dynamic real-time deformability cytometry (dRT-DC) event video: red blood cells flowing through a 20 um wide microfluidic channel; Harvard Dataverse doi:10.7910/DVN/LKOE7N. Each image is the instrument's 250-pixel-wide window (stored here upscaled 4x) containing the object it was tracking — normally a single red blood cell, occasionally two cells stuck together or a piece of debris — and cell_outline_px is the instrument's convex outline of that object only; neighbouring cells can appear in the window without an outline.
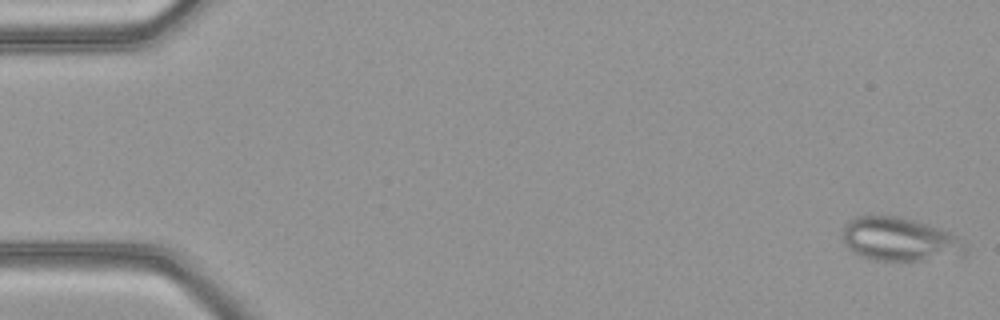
{"species": "common noctule bat (a hibernating species)", "species_latin": "Nyctalus noctula", "temperature_condition": "warm", "stored_images_in_passage": 51, "camera_frame_rate_fps": 3000, "um_per_image_px": 0.085, "animal": {"sex": "female", "body_mass_g": 21.9}, "frame": {"image": 1, "passage_image": 1, "time_ms": 0.0, "image_size_px": [1000, 320], "cell_outline_px": [[968, 248], [964, 256], [920, 260], [876, 260], [860, 256], [852, 252], [848, 248], [844, 240], [844, 224], [848, 220], [856, 216], [900, 216], [916, 220], [940, 228], [956, 236]], "centroid_in_image_um": [76.48, 20.34], "position_along_channel_um": 8.5, "area_um2": 31.21}}
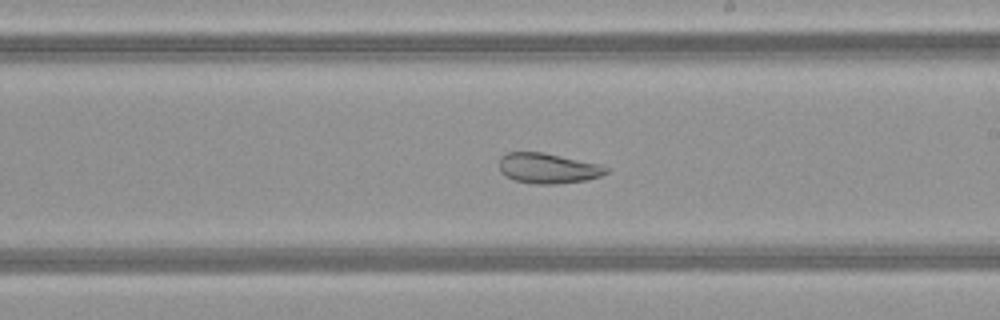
{"frame": {"image": 2, "passage_image": 29, "time_ms": 9.333, "image_size_px": [1000, 320], "cell_outline_px": [[608, 172], [600, 176], [584, 180], [556, 184], [532, 184], [516, 180], [504, 176], [500, 172], [500, 156], [504, 152], [544, 152], [604, 164], [608, 168]], "centroid_in_image_um": [46.58, 14.29], "position_along_channel_um": 242.4, "area_um2": 19.19}}
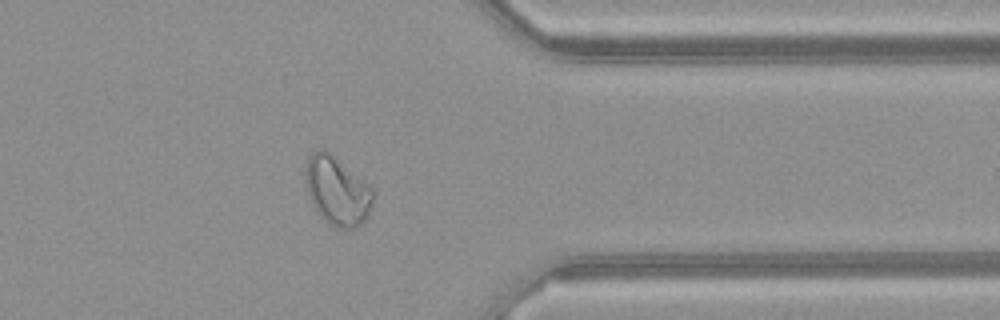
{"frame": {"image": 3, "passage_image": 40, "time_ms": 13.0, "image_size_px": [1000, 320], "cell_outline_px": [[376, 196], [368, 216], [356, 228], [340, 228], [328, 224], [316, 212], [308, 192], [304, 176], [304, 164], [308, 156], [312, 152], [320, 148], [324, 148], [368, 184], [372, 188]], "centroid_in_image_um": [28.64, 16.21], "position_along_channel_um": 382.8, "area_um2": 27.28}, "authors_computed_cell_mechanics": {"area_um2": 27.8018, "velocity_mm_per_s": 4.1099, "shape_relaxation_time_tau1_ms": null, "shape_relaxation_time_tau2_ms": 1.9549, "deformation_change_tau1": null, "deformation_change_tau2": 0.0868}}